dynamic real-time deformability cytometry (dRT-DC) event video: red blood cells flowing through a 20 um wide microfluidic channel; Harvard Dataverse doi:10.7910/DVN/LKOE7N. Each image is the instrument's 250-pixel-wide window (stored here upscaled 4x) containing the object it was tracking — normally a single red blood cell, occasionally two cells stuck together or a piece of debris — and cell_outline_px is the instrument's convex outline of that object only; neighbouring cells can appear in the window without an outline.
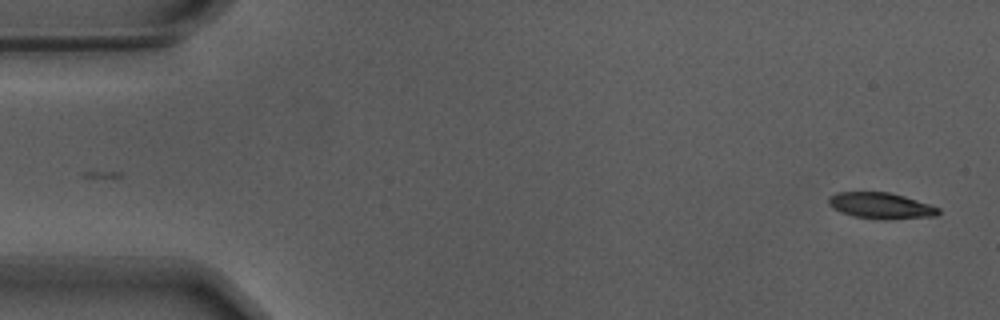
{"species": "Egyptian fruit bat (a non-hibernating species)", "species_latin": "Rousettus aegyptiacus", "temperature_condition": "warm", "stored_images_in_passage": 54, "camera_frame_rate_fps": 3000, "um_per_image_px": 0.085, "animal": {"sex": "male"}, "frame": {"image": 1, "passage_image": 1, "time_ms": 0.0, "image_size_px": [1000, 320], "cell_outline_px": [[940, 212], [936, 216], [888, 220], [880, 220], [852, 216], [840, 212], [832, 208], [828, 204], [828, 196], [836, 192], [888, 192], [904, 196], [940, 208]], "centroid_in_image_um": [74.84, 17.49], "position_along_channel_um": 10.2, "area_um2": 16.94}}
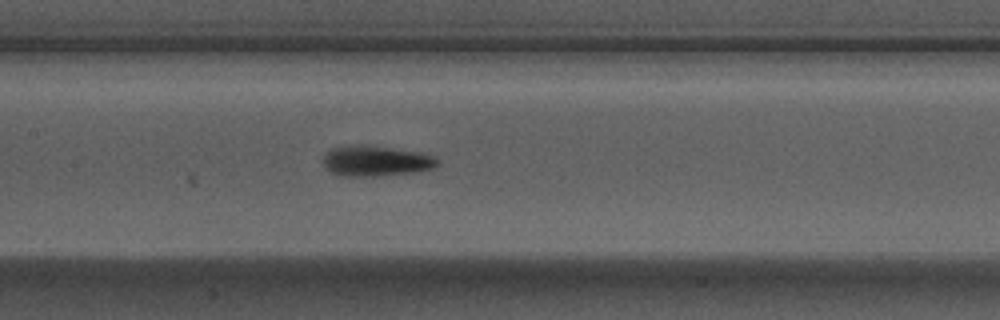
{"frame": {"image": 2, "passage_image": 25, "time_ms": 8.0, "image_size_px": [1000, 320], "cell_outline_px": [[440, 164], [432, 168], [420, 172], [380, 176], [340, 176], [332, 172], [324, 164], [324, 152], [332, 148], [352, 144], [360, 144], [392, 148], [420, 152], [432, 156], [440, 160]], "centroid_in_image_um": [31.98, 13.68], "position_along_channel_um": 175.4, "area_um2": 20.58}}
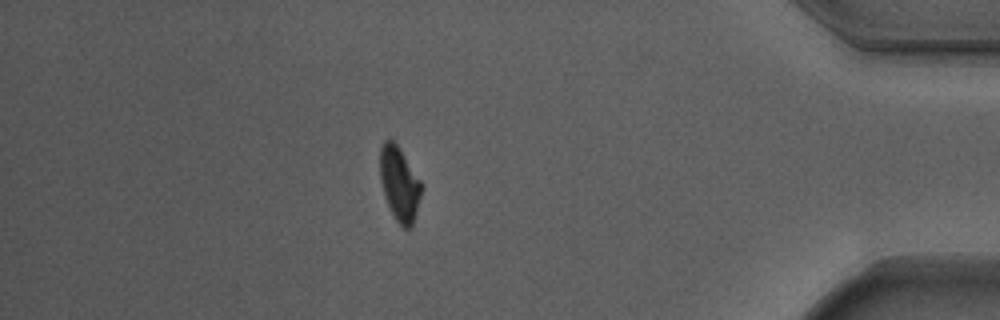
{"frame": {"image": 3, "passage_image": 47, "time_ms": 15.333, "image_size_px": [1000, 320], "cell_outline_px": [[424, 188], [412, 224], [408, 228], [404, 228], [396, 220], [384, 196], [380, 180], [380, 148], [384, 140], [392, 140], [400, 148], [424, 184]], "centroid_in_image_um": [33.98, 15.59], "position_along_channel_um": 401.2, "area_um2": 18.03}, "authors_computed_cell_mechanics": {"area_um2": 18.5538, "velocity_mm_per_s": 3.6993, "shape_relaxation_time_tau1_ms": 2.9335, "shape_relaxation_time_tau2_ms": 6.5704, "deformation_change_tau1": 0.1619, "deformation_change_tau2": 0.1509}}